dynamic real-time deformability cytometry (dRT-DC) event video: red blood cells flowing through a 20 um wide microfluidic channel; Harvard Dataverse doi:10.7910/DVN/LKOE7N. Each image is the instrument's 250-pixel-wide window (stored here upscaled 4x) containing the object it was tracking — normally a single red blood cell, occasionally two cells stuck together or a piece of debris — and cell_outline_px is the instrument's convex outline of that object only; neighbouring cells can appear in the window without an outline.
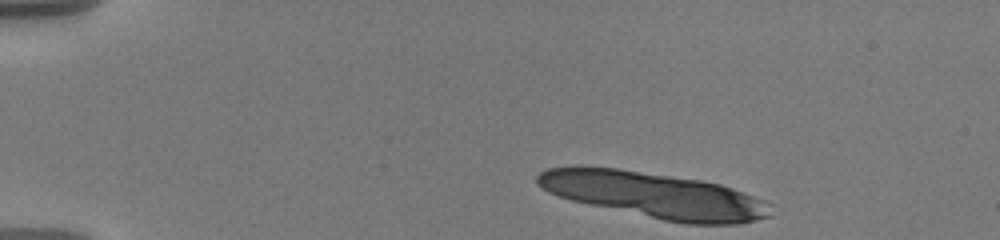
{"species": "human", "species_latin": "Homo sapiens", "temperature_condition": "warm", "stored_images_in_passage": 10, "camera_frame_rate_fps": 3000, "um_per_image_px": 0.085, "donor": {"sex": "male"}, "frame": {"image": 1, "passage_image": 1, "time_ms": 0.0, "image_size_px": [1000, 240], "cell_outline_px": [[772, 216], [740, 224], [684, 224], [664, 220], [588, 204], [572, 200], [548, 192], [536, 184], [536, 176], [540, 172], [548, 168], [576, 164], [580, 164], [620, 168], [700, 180], [720, 184], [732, 188], [764, 200], [772, 204]], "centroid_in_image_um": [55.59, 16.56], "position_along_channel_um": 29.4, "area_um2": 62.94}}